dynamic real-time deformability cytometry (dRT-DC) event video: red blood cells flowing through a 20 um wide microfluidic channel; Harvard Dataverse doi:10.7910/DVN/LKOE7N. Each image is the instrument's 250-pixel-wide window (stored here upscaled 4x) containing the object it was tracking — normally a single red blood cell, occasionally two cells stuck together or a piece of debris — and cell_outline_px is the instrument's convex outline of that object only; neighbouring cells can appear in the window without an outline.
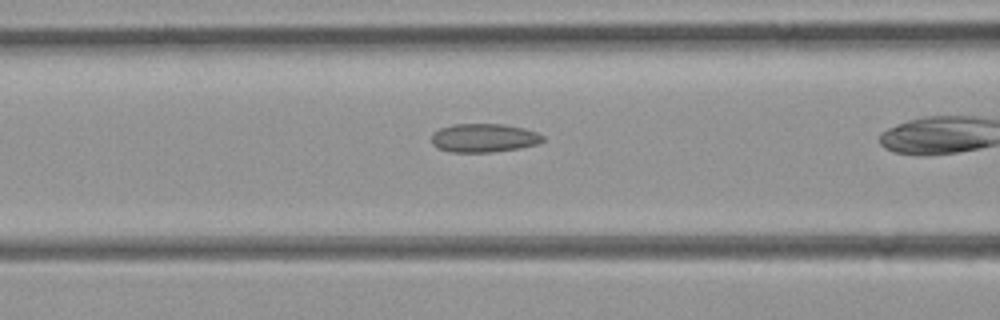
{"species": "common noctule bat (a hibernating species)", "species_latin": "Nyctalus noctula", "temperature_condition": "room temperature", "stored_images_in_passage": 31, "camera_frame_rate_fps": 3000, "um_per_image_px": 0.085, "animal": {"sex": "female", "body_mass_g": 21.9}, "frame": {"image": 1, "passage_image": 12, "time_ms": 3.667, "image_size_px": [1000, 320], "cell_outline_px": [[544, 140], [536, 144], [520, 148], [492, 152], [448, 152], [436, 148], [432, 144], [432, 132], [440, 128], [452, 124], [504, 124], [524, 128], [536, 132], [544, 136]], "centroid_in_image_um": [41.09, 11.72], "position_along_channel_um": 125.5, "area_um2": 18.73}}
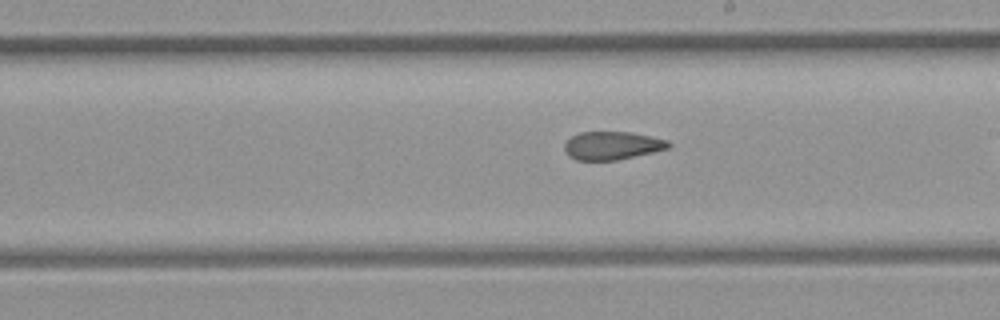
{"frame": {"image": 2, "passage_image": 20, "time_ms": 6.333, "image_size_px": [1000, 320], "cell_outline_px": [[672, 144], [668, 148], [652, 152], [616, 160], [576, 160], [568, 156], [564, 148], [564, 144], [572, 136], [580, 132], [632, 132], [652, 136], [668, 140]], "centroid_in_image_um": [52.03, 12.37], "position_along_channel_um": 237.0, "area_um2": 17.05}}
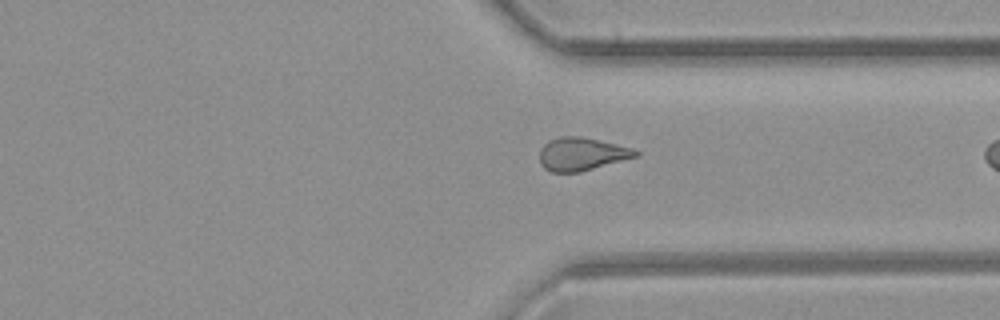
{"frame": {"image": 3, "passage_image": 29, "time_ms": 9.333, "image_size_px": [1000, 320], "cell_outline_px": [[640, 156], [580, 172], [552, 172], [544, 168], [540, 164], [540, 148], [548, 140], [560, 136], [580, 136], [616, 144], [632, 148], [640, 152]], "centroid_in_image_um": [49.45, 13.09], "position_along_channel_um": 362.0, "area_um2": 18.61}}